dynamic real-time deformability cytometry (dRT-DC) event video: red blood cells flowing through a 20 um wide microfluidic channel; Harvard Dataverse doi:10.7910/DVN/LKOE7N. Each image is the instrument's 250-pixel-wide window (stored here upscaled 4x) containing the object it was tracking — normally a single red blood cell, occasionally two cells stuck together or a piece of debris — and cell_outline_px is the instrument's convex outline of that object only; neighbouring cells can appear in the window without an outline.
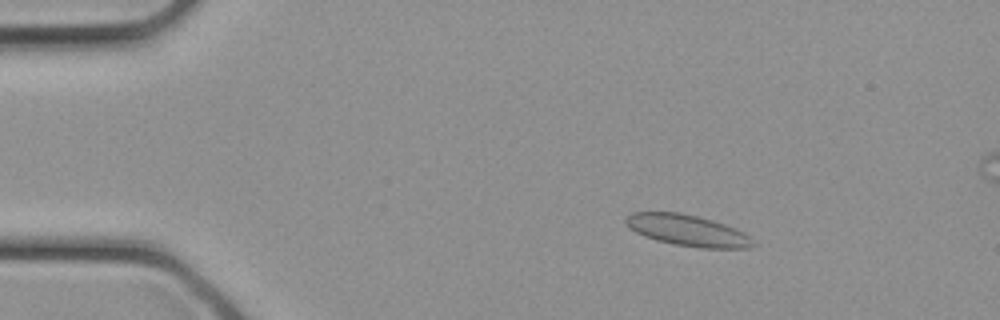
{"species": "common noctule bat (a hibernating species)", "species_latin": "Nyctalus noctula", "temperature_condition": "cold", "stored_images_in_passage": 19, "camera_frame_rate_fps": 3000, "um_per_image_px": 0.085, "animal": {"sex": "female", "body_mass_g": 21.9}, "frame": {"image": 1, "passage_image": 5, "time_ms": 1.333, "image_size_px": [1000, 320], "cell_outline_px": [[756, 244], [752, 248], [700, 248], [676, 244], [656, 240], [644, 236], [636, 232], [624, 220], [632, 212], [680, 212], [712, 220], [736, 228], [744, 232]], "centroid_in_image_um": [58.48, 19.59], "position_along_channel_um": 26.5, "area_um2": 22.95}}
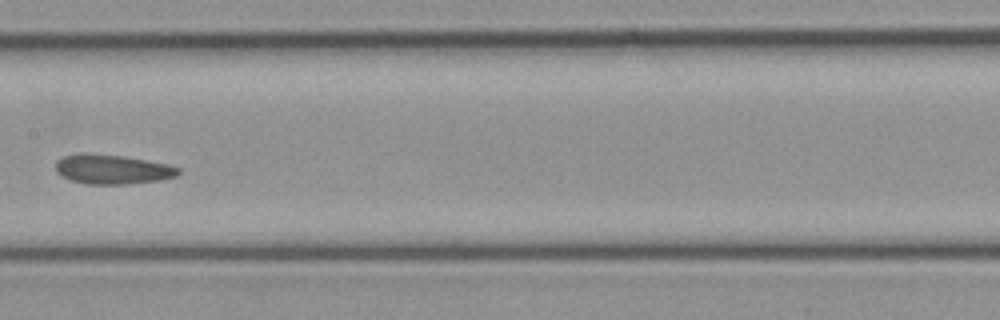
{"frame": {"image": 2, "passage_image": 16, "time_ms": 5.0, "image_size_px": [1000, 320], "cell_outline_px": [[180, 172], [176, 176], [160, 180], [124, 184], [88, 184], [72, 180], [56, 172], [56, 160], [64, 156], [76, 152], [88, 152], [124, 156], [168, 164], [180, 168]], "centroid_in_image_um": [9.53, 14.37], "position_along_channel_um": 197.9, "area_um2": 21.21}}
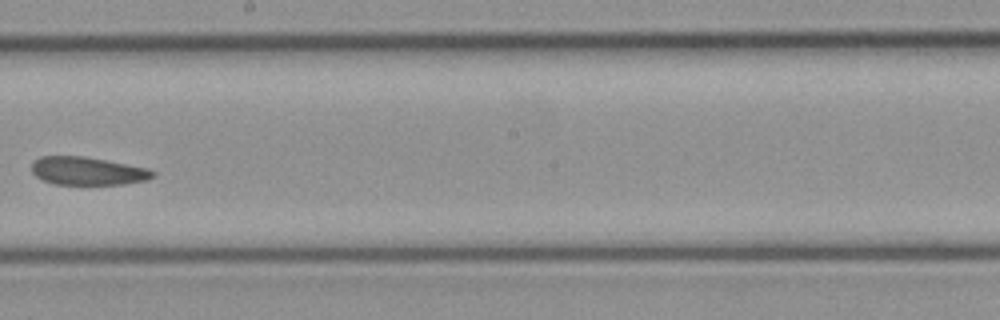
{"frame": {"image": 3, "passage_image": 18, "time_ms": 5.667, "image_size_px": [1000, 320], "cell_outline_px": [[156, 176], [148, 180], [124, 184], [52, 184], [36, 176], [32, 172], [32, 164], [40, 156], [84, 156], [148, 168], [156, 172]], "centroid_in_image_um": [7.48, 14.54], "position_along_channel_um": 240.7, "area_um2": 19.83}}